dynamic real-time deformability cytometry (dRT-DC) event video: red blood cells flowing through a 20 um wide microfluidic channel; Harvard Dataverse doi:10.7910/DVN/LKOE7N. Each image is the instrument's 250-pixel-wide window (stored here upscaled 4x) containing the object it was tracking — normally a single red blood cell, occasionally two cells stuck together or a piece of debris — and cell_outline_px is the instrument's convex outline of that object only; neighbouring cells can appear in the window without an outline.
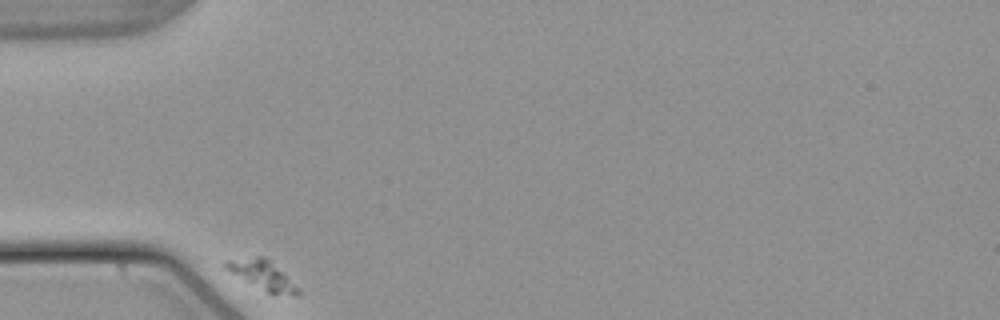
{"species": "common noctule bat (a hibernating species)", "species_latin": "Nyctalus noctula", "temperature_condition": "warm", "stored_images_in_passage": 38, "camera_frame_rate_fps": 3000, "um_per_image_px": 0.085, "animal": {"sex": "male", "body_mass_g": 21.5, "forearm_length_mm": 52.0}, "frame": {"image": 1, "passage_image": 1, "time_ms": 0.0, "image_size_px": [1000, 320], "cell_outline_px": [[300, 292], [296, 296], [268, 292], [244, 280], [224, 268], [224, 260], [256, 256], [264, 256], [272, 260], [300, 288]], "centroid_in_image_um": [22.33, 23.34], "position_along_channel_um": 62.7, "area_um2": 12.37}}
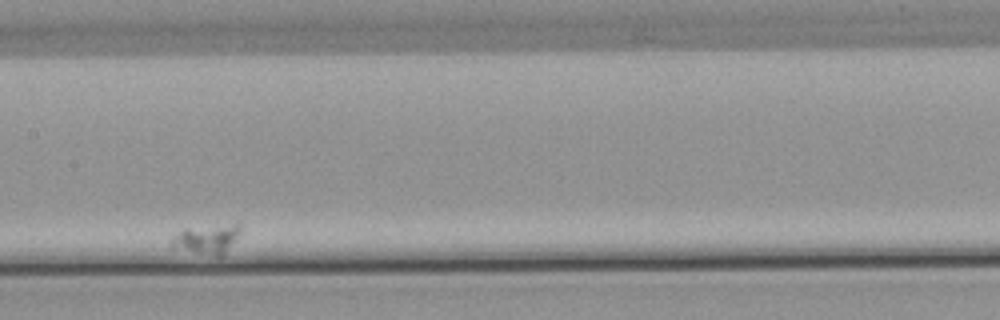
{"frame": {"image": 2, "passage_image": 18, "time_ms": 5.667, "image_size_px": [1000, 320], "cell_outline_px": [[240, 228], [236, 236], [224, 252], [220, 256], [216, 256], [196, 252], [172, 244], [172, 236], [184, 228], [236, 220], [240, 220]], "centroid_in_image_um": [17.67, 20.19], "position_along_channel_um": 189.7, "area_um2": 11.68}}
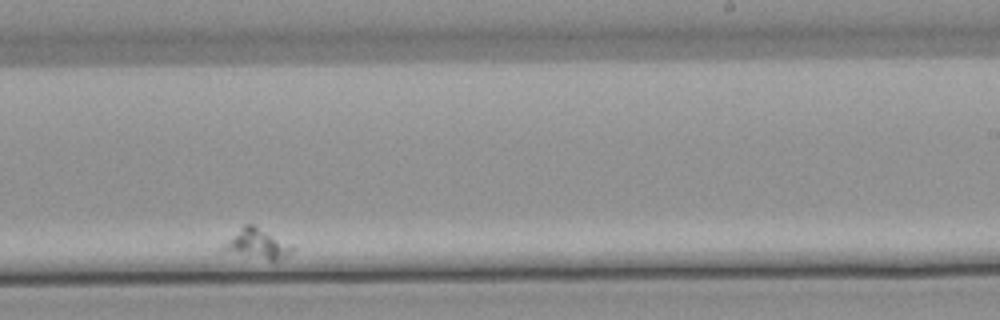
{"frame": {"image": 3, "passage_image": 27, "time_ms": 8.667, "image_size_px": [1000, 320], "cell_outline_px": [[292, 252], [276, 260], [268, 260], [220, 252], [220, 248], [244, 224], [252, 224], [292, 244]], "centroid_in_image_um": [21.81, 20.75], "position_along_channel_um": 267.2, "area_um2": 11.91}}